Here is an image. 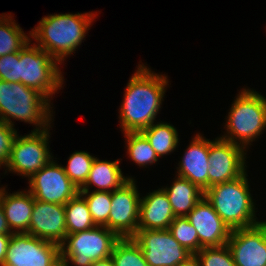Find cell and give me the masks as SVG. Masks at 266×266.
Returning <instances> with one entry per match:
<instances>
[{"mask_svg": "<svg viewBox=\"0 0 266 266\" xmlns=\"http://www.w3.org/2000/svg\"><path fill=\"white\" fill-rule=\"evenodd\" d=\"M18 133L16 128L0 121V159L6 164L10 159L12 144Z\"/></svg>", "mask_w": 266, "mask_h": 266, "instance_id": "32", "label": "cell"}, {"mask_svg": "<svg viewBox=\"0 0 266 266\" xmlns=\"http://www.w3.org/2000/svg\"><path fill=\"white\" fill-rule=\"evenodd\" d=\"M28 191L34 199L43 202L65 205L74 198L79 189L64 171L57 160H50L43 168L28 179Z\"/></svg>", "mask_w": 266, "mask_h": 266, "instance_id": "10", "label": "cell"}, {"mask_svg": "<svg viewBox=\"0 0 266 266\" xmlns=\"http://www.w3.org/2000/svg\"><path fill=\"white\" fill-rule=\"evenodd\" d=\"M111 258L115 266H149L133 237L120 238L113 248Z\"/></svg>", "mask_w": 266, "mask_h": 266, "instance_id": "26", "label": "cell"}, {"mask_svg": "<svg viewBox=\"0 0 266 266\" xmlns=\"http://www.w3.org/2000/svg\"><path fill=\"white\" fill-rule=\"evenodd\" d=\"M85 198L91 217L96 226L108 228L111 211V192L108 191H79Z\"/></svg>", "mask_w": 266, "mask_h": 266, "instance_id": "27", "label": "cell"}, {"mask_svg": "<svg viewBox=\"0 0 266 266\" xmlns=\"http://www.w3.org/2000/svg\"><path fill=\"white\" fill-rule=\"evenodd\" d=\"M11 236L12 235L0 234V266H2L4 263L7 252V246Z\"/></svg>", "mask_w": 266, "mask_h": 266, "instance_id": "33", "label": "cell"}, {"mask_svg": "<svg viewBox=\"0 0 266 266\" xmlns=\"http://www.w3.org/2000/svg\"><path fill=\"white\" fill-rule=\"evenodd\" d=\"M127 157L142 168L154 165L159 157L141 132H124Z\"/></svg>", "mask_w": 266, "mask_h": 266, "instance_id": "24", "label": "cell"}, {"mask_svg": "<svg viewBox=\"0 0 266 266\" xmlns=\"http://www.w3.org/2000/svg\"><path fill=\"white\" fill-rule=\"evenodd\" d=\"M51 106V101L38 90L21 82L0 80V121L11 127L15 126L14 120L33 124L31 131L51 127L55 115Z\"/></svg>", "mask_w": 266, "mask_h": 266, "instance_id": "3", "label": "cell"}, {"mask_svg": "<svg viewBox=\"0 0 266 266\" xmlns=\"http://www.w3.org/2000/svg\"><path fill=\"white\" fill-rule=\"evenodd\" d=\"M136 184V179H129L120 188L111 192L108 229L120 238L133 237L138 230L142 195Z\"/></svg>", "mask_w": 266, "mask_h": 266, "instance_id": "12", "label": "cell"}, {"mask_svg": "<svg viewBox=\"0 0 266 266\" xmlns=\"http://www.w3.org/2000/svg\"><path fill=\"white\" fill-rule=\"evenodd\" d=\"M54 266H65V263L62 259H60Z\"/></svg>", "mask_w": 266, "mask_h": 266, "instance_id": "38", "label": "cell"}, {"mask_svg": "<svg viewBox=\"0 0 266 266\" xmlns=\"http://www.w3.org/2000/svg\"><path fill=\"white\" fill-rule=\"evenodd\" d=\"M172 185L161 187L171 204L175 217L187 216L203 198L204 191L188 179L175 175Z\"/></svg>", "mask_w": 266, "mask_h": 266, "instance_id": "21", "label": "cell"}, {"mask_svg": "<svg viewBox=\"0 0 266 266\" xmlns=\"http://www.w3.org/2000/svg\"><path fill=\"white\" fill-rule=\"evenodd\" d=\"M182 156L175 174L188 179L205 192L208 189V170L210 168L209 139L202 133L195 134Z\"/></svg>", "mask_w": 266, "mask_h": 266, "instance_id": "17", "label": "cell"}, {"mask_svg": "<svg viewBox=\"0 0 266 266\" xmlns=\"http://www.w3.org/2000/svg\"><path fill=\"white\" fill-rule=\"evenodd\" d=\"M195 255L200 266H236L227 244L220 247H204Z\"/></svg>", "mask_w": 266, "mask_h": 266, "instance_id": "30", "label": "cell"}, {"mask_svg": "<svg viewBox=\"0 0 266 266\" xmlns=\"http://www.w3.org/2000/svg\"><path fill=\"white\" fill-rule=\"evenodd\" d=\"M168 230L175 240L192 254L202 249L199 243L198 233L186 216L175 217Z\"/></svg>", "mask_w": 266, "mask_h": 266, "instance_id": "29", "label": "cell"}, {"mask_svg": "<svg viewBox=\"0 0 266 266\" xmlns=\"http://www.w3.org/2000/svg\"><path fill=\"white\" fill-rule=\"evenodd\" d=\"M0 234L12 235L8 222L5 218L3 208L0 203Z\"/></svg>", "mask_w": 266, "mask_h": 266, "instance_id": "34", "label": "cell"}, {"mask_svg": "<svg viewBox=\"0 0 266 266\" xmlns=\"http://www.w3.org/2000/svg\"><path fill=\"white\" fill-rule=\"evenodd\" d=\"M119 239L105 226L69 234L60 245L61 259L65 266H90L95 261L110 257Z\"/></svg>", "mask_w": 266, "mask_h": 266, "instance_id": "7", "label": "cell"}, {"mask_svg": "<svg viewBox=\"0 0 266 266\" xmlns=\"http://www.w3.org/2000/svg\"><path fill=\"white\" fill-rule=\"evenodd\" d=\"M133 239L141 247L149 266H177L192 255L166 230H137Z\"/></svg>", "mask_w": 266, "mask_h": 266, "instance_id": "13", "label": "cell"}, {"mask_svg": "<svg viewBox=\"0 0 266 266\" xmlns=\"http://www.w3.org/2000/svg\"><path fill=\"white\" fill-rule=\"evenodd\" d=\"M94 159V155L80 150L73 152L68 157L67 166L63 165L65 173L78 189L85 184Z\"/></svg>", "mask_w": 266, "mask_h": 266, "instance_id": "28", "label": "cell"}, {"mask_svg": "<svg viewBox=\"0 0 266 266\" xmlns=\"http://www.w3.org/2000/svg\"><path fill=\"white\" fill-rule=\"evenodd\" d=\"M59 66L55 58L30 39L19 51V82L38 90L51 101L65 83Z\"/></svg>", "mask_w": 266, "mask_h": 266, "instance_id": "6", "label": "cell"}, {"mask_svg": "<svg viewBox=\"0 0 266 266\" xmlns=\"http://www.w3.org/2000/svg\"><path fill=\"white\" fill-rule=\"evenodd\" d=\"M27 233L61 245L67 236L65 206L34 199Z\"/></svg>", "mask_w": 266, "mask_h": 266, "instance_id": "15", "label": "cell"}, {"mask_svg": "<svg viewBox=\"0 0 266 266\" xmlns=\"http://www.w3.org/2000/svg\"><path fill=\"white\" fill-rule=\"evenodd\" d=\"M90 266H115V265L110 256L106 259L95 261Z\"/></svg>", "mask_w": 266, "mask_h": 266, "instance_id": "36", "label": "cell"}, {"mask_svg": "<svg viewBox=\"0 0 266 266\" xmlns=\"http://www.w3.org/2000/svg\"><path fill=\"white\" fill-rule=\"evenodd\" d=\"M0 80L19 82V51L0 57Z\"/></svg>", "mask_w": 266, "mask_h": 266, "instance_id": "31", "label": "cell"}, {"mask_svg": "<svg viewBox=\"0 0 266 266\" xmlns=\"http://www.w3.org/2000/svg\"><path fill=\"white\" fill-rule=\"evenodd\" d=\"M247 152L242 146L220 137L209 139L208 188L242 176L248 169Z\"/></svg>", "mask_w": 266, "mask_h": 266, "instance_id": "11", "label": "cell"}, {"mask_svg": "<svg viewBox=\"0 0 266 266\" xmlns=\"http://www.w3.org/2000/svg\"><path fill=\"white\" fill-rule=\"evenodd\" d=\"M122 159H116L115 161L100 160L95 157L91 170L85 184L79 189V191H108L112 192L115 189L120 188L129 179H134L132 176H125L120 168Z\"/></svg>", "mask_w": 266, "mask_h": 266, "instance_id": "20", "label": "cell"}, {"mask_svg": "<svg viewBox=\"0 0 266 266\" xmlns=\"http://www.w3.org/2000/svg\"><path fill=\"white\" fill-rule=\"evenodd\" d=\"M60 259V245L28 233H13L2 266H54Z\"/></svg>", "mask_w": 266, "mask_h": 266, "instance_id": "9", "label": "cell"}, {"mask_svg": "<svg viewBox=\"0 0 266 266\" xmlns=\"http://www.w3.org/2000/svg\"><path fill=\"white\" fill-rule=\"evenodd\" d=\"M149 141L159 158L170 155L179 147V133L173 124L164 121L154 122L140 131Z\"/></svg>", "mask_w": 266, "mask_h": 266, "instance_id": "22", "label": "cell"}, {"mask_svg": "<svg viewBox=\"0 0 266 266\" xmlns=\"http://www.w3.org/2000/svg\"><path fill=\"white\" fill-rule=\"evenodd\" d=\"M43 131H31L26 135H16L6 172L17 173L30 179L54 157L49 146L50 128Z\"/></svg>", "mask_w": 266, "mask_h": 266, "instance_id": "8", "label": "cell"}, {"mask_svg": "<svg viewBox=\"0 0 266 266\" xmlns=\"http://www.w3.org/2000/svg\"><path fill=\"white\" fill-rule=\"evenodd\" d=\"M96 15L98 16L97 11L49 14L41 18L30 31V38L64 65V60L74 55L84 42Z\"/></svg>", "mask_w": 266, "mask_h": 266, "instance_id": "2", "label": "cell"}, {"mask_svg": "<svg viewBox=\"0 0 266 266\" xmlns=\"http://www.w3.org/2000/svg\"><path fill=\"white\" fill-rule=\"evenodd\" d=\"M5 168L4 170H5V173L4 174H7V172H6V167H7V164L4 162V161H2L1 159H0V169L1 168Z\"/></svg>", "mask_w": 266, "mask_h": 266, "instance_id": "37", "label": "cell"}, {"mask_svg": "<svg viewBox=\"0 0 266 266\" xmlns=\"http://www.w3.org/2000/svg\"><path fill=\"white\" fill-rule=\"evenodd\" d=\"M227 246L236 266H266V222L232 230Z\"/></svg>", "mask_w": 266, "mask_h": 266, "instance_id": "14", "label": "cell"}, {"mask_svg": "<svg viewBox=\"0 0 266 266\" xmlns=\"http://www.w3.org/2000/svg\"><path fill=\"white\" fill-rule=\"evenodd\" d=\"M248 176L246 171L242 176L213 185L204 192L205 198L231 230L261 222L255 214L258 208L251 194Z\"/></svg>", "mask_w": 266, "mask_h": 266, "instance_id": "5", "label": "cell"}, {"mask_svg": "<svg viewBox=\"0 0 266 266\" xmlns=\"http://www.w3.org/2000/svg\"><path fill=\"white\" fill-rule=\"evenodd\" d=\"M177 266H200V263L197 256L192 254L185 261L180 262Z\"/></svg>", "mask_w": 266, "mask_h": 266, "instance_id": "35", "label": "cell"}, {"mask_svg": "<svg viewBox=\"0 0 266 266\" xmlns=\"http://www.w3.org/2000/svg\"><path fill=\"white\" fill-rule=\"evenodd\" d=\"M13 17L11 13L0 14V57L20 51L31 39L30 31L24 32Z\"/></svg>", "mask_w": 266, "mask_h": 266, "instance_id": "23", "label": "cell"}, {"mask_svg": "<svg viewBox=\"0 0 266 266\" xmlns=\"http://www.w3.org/2000/svg\"><path fill=\"white\" fill-rule=\"evenodd\" d=\"M6 186L0 187V203L12 233H27L32 216L34 197L24 189L8 193Z\"/></svg>", "mask_w": 266, "mask_h": 266, "instance_id": "19", "label": "cell"}, {"mask_svg": "<svg viewBox=\"0 0 266 266\" xmlns=\"http://www.w3.org/2000/svg\"><path fill=\"white\" fill-rule=\"evenodd\" d=\"M141 62L128 80L118 109L122 133L140 132L150 127L160 113L165 92L169 87L168 76L155 73L146 63Z\"/></svg>", "mask_w": 266, "mask_h": 266, "instance_id": "1", "label": "cell"}, {"mask_svg": "<svg viewBox=\"0 0 266 266\" xmlns=\"http://www.w3.org/2000/svg\"><path fill=\"white\" fill-rule=\"evenodd\" d=\"M65 206L67 235L95 227L85 198L78 193Z\"/></svg>", "mask_w": 266, "mask_h": 266, "instance_id": "25", "label": "cell"}, {"mask_svg": "<svg viewBox=\"0 0 266 266\" xmlns=\"http://www.w3.org/2000/svg\"><path fill=\"white\" fill-rule=\"evenodd\" d=\"M186 217L196 229L202 248L220 247L227 244L232 230L216 213L205 196Z\"/></svg>", "mask_w": 266, "mask_h": 266, "instance_id": "16", "label": "cell"}, {"mask_svg": "<svg viewBox=\"0 0 266 266\" xmlns=\"http://www.w3.org/2000/svg\"><path fill=\"white\" fill-rule=\"evenodd\" d=\"M226 117V132L219 137L248 151L251 143L266 131V97L255 89L244 87L235 96Z\"/></svg>", "mask_w": 266, "mask_h": 266, "instance_id": "4", "label": "cell"}, {"mask_svg": "<svg viewBox=\"0 0 266 266\" xmlns=\"http://www.w3.org/2000/svg\"><path fill=\"white\" fill-rule=\"evenodd\" d=\"M174 218L171 204L162 188L141 197L138 230H166Z\"/></svg>", "mask_w": 266, "mask_h": 266, "instance_id": "18", "label": "cell"}]
</instances>
